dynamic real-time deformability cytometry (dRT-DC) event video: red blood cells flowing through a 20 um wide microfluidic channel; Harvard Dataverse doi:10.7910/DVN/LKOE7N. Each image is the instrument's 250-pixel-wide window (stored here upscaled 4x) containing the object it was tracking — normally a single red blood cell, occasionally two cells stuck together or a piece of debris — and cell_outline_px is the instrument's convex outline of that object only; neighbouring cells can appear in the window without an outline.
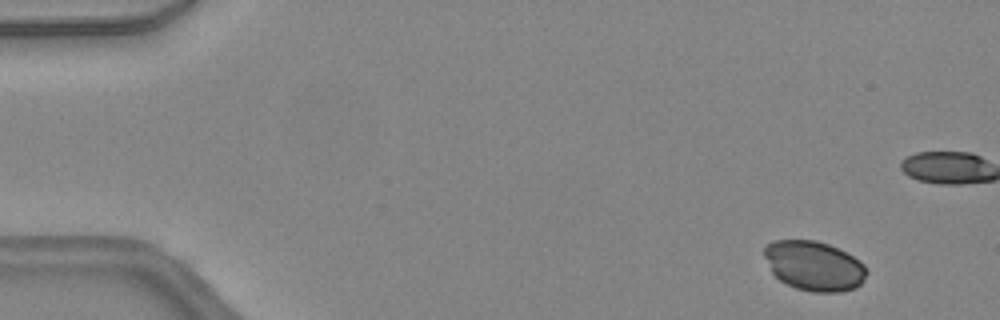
{"species": "common noctule bat (a hibernating species)", "species_latin": "Nyctalus noctula", "temperature_condition": "warm", "stored_images_in_passage": 47, "camera_frame_rate_fps": 3000, "um_per_image_px": 0.085, "animal": {"sex": "female", "body_mass_g": 24.6, "forearm_length_mm": 56.2}, "frame": {"image": 1, "passage_image": 3, "time_ms": 0.667, "image_size_px": [1000, 320], "cell_outline_px": [[868, 272], [864, 280], [856, 288], [840, 292], [812, 292], [796, 288], [780, 280], [772, 272], [764, 256], [764, 248], [768, 244], [776, 240], [816, 240], [828, 244], [860, 260], [864, 264]], "centroid_in_image_um": [69.21, 22.61], "position_along_channel_um": 15.8, "area_um2": 29.54}}
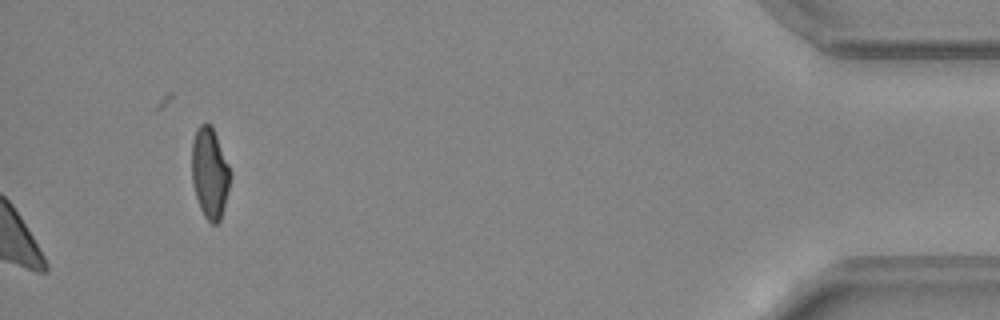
{"frame": {"image": 2, "passage_image": 47, "time_ms": 15.333, "image_size_px": [1000, 320], "cell_outline_px": [[232, 176], [220, 220], [216, 224], [212, 224], [204, 216], [200, 208], [192, 184], [192, 140], [196, 128], [200, 124], [212, 124], [232, 172]], "centroid_in_image_um": [17.84, 14.67], "position_along_channel_um": 417.4, "area_um2": 20.58}}